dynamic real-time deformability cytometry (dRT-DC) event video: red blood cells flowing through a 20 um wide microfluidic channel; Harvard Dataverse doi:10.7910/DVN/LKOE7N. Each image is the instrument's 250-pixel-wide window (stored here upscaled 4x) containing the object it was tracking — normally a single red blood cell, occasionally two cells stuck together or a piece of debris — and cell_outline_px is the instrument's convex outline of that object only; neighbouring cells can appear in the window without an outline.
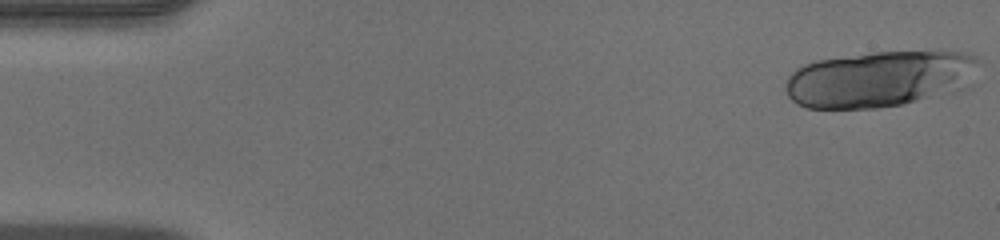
{"species": "human", "species_latin": "Homo sapiens", "temperature_condition": "warm", "stored_images_in_passage": 16, "camera_frame_rate_fps": 3000, "um_per_image_px": 0.085, "donor": {"sex": "male"}, "frame": {"image": 1, "passage_image": 1, "time_ms": 0.0, "image_size_px": [1000, 240], "cell_outline_px": [[980, 60], [972, 84], [968, 88], [952, 92], [900, 104], [876, 108], [808, 108], [796, 104], [788, 96], [784, 88], [784, 84], [788, 76], [796, 68], [804, 64], [816, 60], [872, 52], [940, 48], [968, 52], [976, 56]], "centroid_in_image_um": [74.87, 6.65], "position_along_channel_um": 10.1, "area_um2": 65.14}}